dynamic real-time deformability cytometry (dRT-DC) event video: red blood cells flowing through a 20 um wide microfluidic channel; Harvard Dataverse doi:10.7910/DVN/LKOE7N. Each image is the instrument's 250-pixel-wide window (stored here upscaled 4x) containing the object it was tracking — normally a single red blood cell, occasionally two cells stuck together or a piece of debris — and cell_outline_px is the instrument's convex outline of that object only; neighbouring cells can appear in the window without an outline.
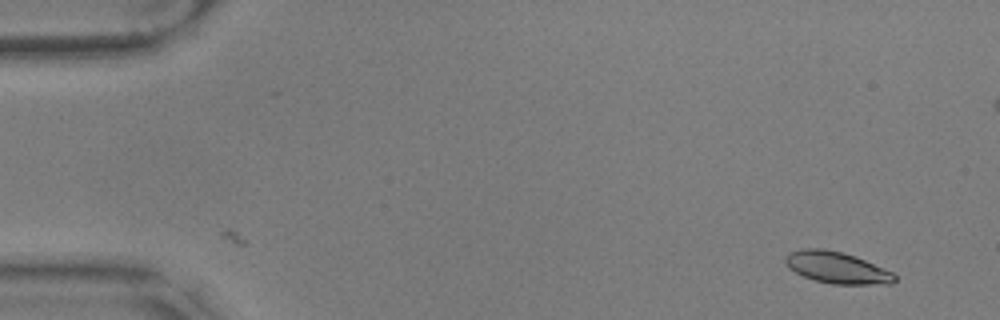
{"species": "common noctule bat (a hibernating species)", "species_latin": "Nyctalus noctula", "temperature_condition": "warm", "stored_images_in_passage": 55, "camera_frame_rate_fps": 3000, "um_per_image_px": 0.085, "animal": {"sex": "male", "body_mass_g": 17.9, "forearm_length_mm": 54.2}, "frame": {"image": 1, "passage_image": 1, "time_ms": 0.0, "image_size_px": [1000, 320], "cell_outline_px": [[896, 280], [892, 284], [832, 284], [816, 280], [804, 276], [788, 268], [784, 260], [784, 256], [788, 252], [804, 248], [820, 248], [840, 252], [856, 256], [892, 272], [896, 276]], "centroid_in_image_um": [71.11, 22.74], "position_along_channel_um": 13.9, "area_um2": 20.06}}
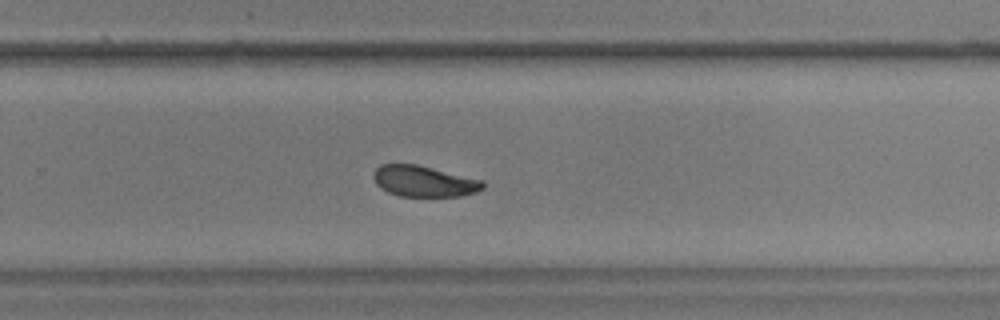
{"frame": {"image": 2, "passage_image": 35, "time_ms": 11.333, "image_size_px": [1000, 320], "cell_outline_px": [[484, 188], [476, 192], [460, 196], [400, 196], [388, 192], [380, 188], [376, 184], [372, 176], [372, 172], [380, 164], [416, 164], [484, 180]], "centroid_in_image_um": [36.01, 15.4], "position_along_channel_um": 293.8, "area_um2": 19.88}}
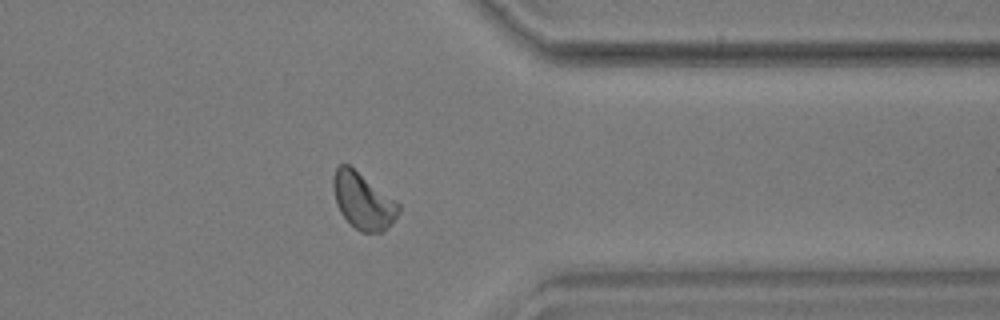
{"frame": {"image": 3, "passage_image": 43, "time_ms": 14.0, "image_size_px": [1000, 320], "cell_outline_px": [[400, 212], [380, 232], [360, 232], [340, 212], [336, 204], [332, 184], [332, 176], [336, 168], [340, 164], [348, 164], [396, 200], [400, 204]], "centroid_in_image_um": [30.83, 17.04], "position_along_channel_um": 380.6, "area_um2": 21.1}, "authors_computed_cell_mechanics": {"area_um2": 20.5768, "velocity_mm_per_s": 3.5298, "shape_relaxation_time_tau1_ms": 6.4728, "shape_relaxation_time_tau2_ms": 2.4398, "deformation_change_tau1": 0.139, "deformation_change_tau2": 0.0609}}